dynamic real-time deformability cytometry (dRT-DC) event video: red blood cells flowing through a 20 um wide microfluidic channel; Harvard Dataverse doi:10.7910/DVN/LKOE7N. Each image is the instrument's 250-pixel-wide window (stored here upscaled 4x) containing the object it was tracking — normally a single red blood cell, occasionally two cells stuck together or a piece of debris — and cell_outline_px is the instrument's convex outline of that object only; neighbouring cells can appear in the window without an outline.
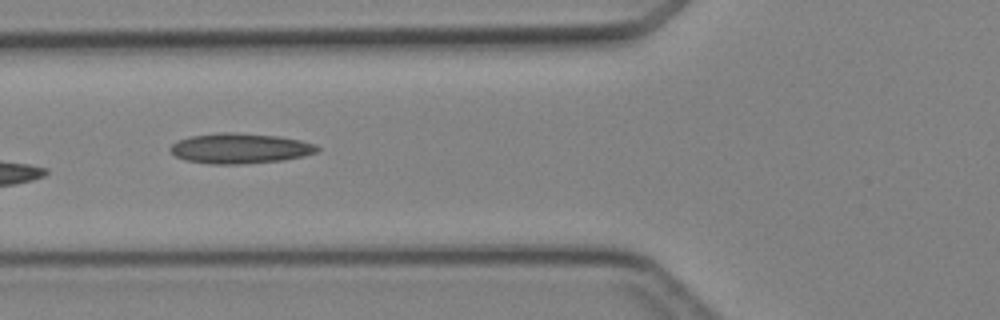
{"species": "Egyptian fruit bat (a non-hibernating species)", "species_latin": "Rousettus aegyptiacus", "temperature_condition": "cold", "stored_images_in_passage": 4, "camera_frame_rate_fps": 3000, "um_per_image_px": 0.085, "animal": {"sex": "female"}, "frame": {"image": 1, "passage_image": 4, "time_ms": 3.333, "image_size_px": [1000, 320], "cell_outline_px": [[320, 148], [316, 152], [304, 156], [284, 160], [240, 164], [208, 164], [188, 160], [176, 156], [168, 148], [176, 140], [192, 136], [220, 132], [236, 132], [280, 136], [300, 140], [316, 144]], "centroid_in_image_um": [20.41, 12.6], "position_along_channel_um": 105.4, "area_um2": 26.01}}